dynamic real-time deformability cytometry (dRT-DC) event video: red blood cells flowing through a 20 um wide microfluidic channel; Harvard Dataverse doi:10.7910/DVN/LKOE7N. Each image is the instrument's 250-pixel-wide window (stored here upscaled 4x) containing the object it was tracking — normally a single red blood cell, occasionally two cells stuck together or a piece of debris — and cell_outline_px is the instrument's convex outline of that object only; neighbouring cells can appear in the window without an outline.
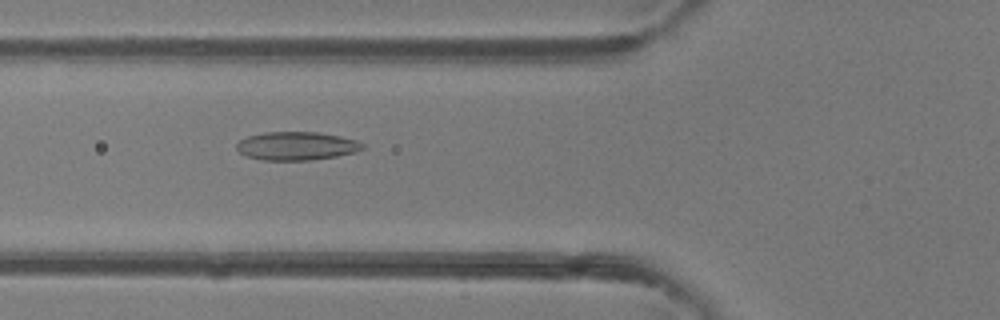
{"species": "common noctule bat (a hibernating species)", "species_latin": "Nyctalus noctula", "temperature_condition": "room temperature", "stored_images_in_passage": 43, "camera_frame_rate_fps": 3000, "um_per_image_px": 0.085, "animal": {"sex": "female"}, "frame": {"image": 1, "passage_image": 13, "time_ms": 4.0, "image_size_px": [1000, 320], "cell_outline_px": [[364, 148], [356, 152], [336, 156], [312, 160], [260, 160], [248, 156], [240, 152], [236, 148], [236, 144], [240, 140], [248, 136], [264, 132], [320, 132], [340, 136], [356, 140], [364, 144]], "centroid_in_image_um": [25.22, 12.4], "position_along_channel_um": 100.6, "area_um2": 20.87}}
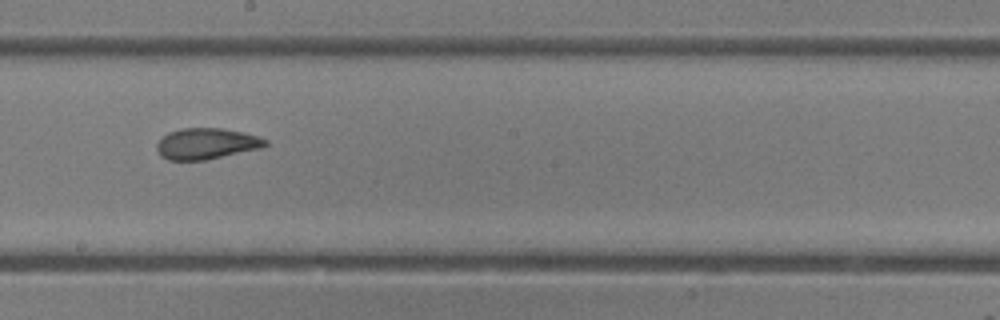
{"frame": {"image": 2, "passage_image": 22, "time_ms": 7.0, "image_size_px": [1000, 320], "cell_outline_px": [[268, 144], [260, 148], [204, 160], [168, 160], [160, 156], [156, 148], [156, 144], [168, 132], [180, 128], [224, 128], [256, 136], [268, 140]], "centroid_in_image_um": [17.5, 12.21], "position_along_channel_um": 230.7, "area_um2": 19.48}}
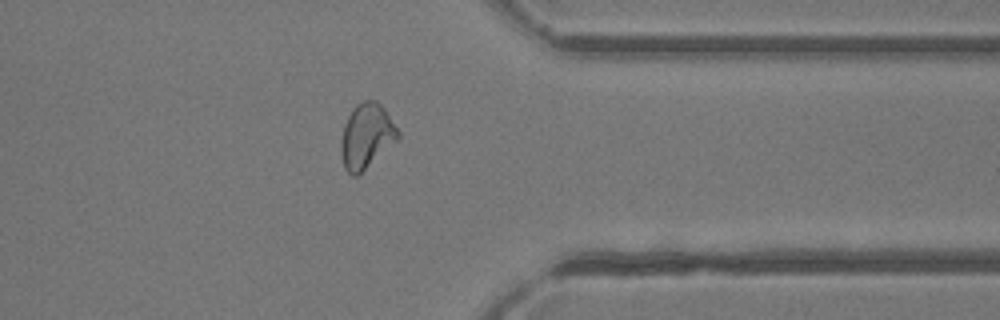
{"frame": {"image": 3, "passage_image": 33, "time_ms": 10.667, "image_size_px": [1000, 320], "cell_outline_px": [[400, 136], [396, 140], [356, 176], [352, 176], [344, 168], [340, 152], [340, 144], [344, 124], [348, 116], [356, 104], [364, 100], [376, 100], [384, 108], [400, 132]], "centroid_in_image_um": [31.12, 11.54], "position_along_channel_um": 380.3, "area_um2": 21.15}, "authors_computed_cell_mechanics": {"area_um2": 21.1548, "velocity_mm_per_s": 4.322, "shape_relaxation_time_tau1_ms": 6.1711, "shape_relaxation_time_tau2_ms": 1.4072, "deformation_change_tau1": 0.1526, "deformation_change_tau2": 0.0654}}